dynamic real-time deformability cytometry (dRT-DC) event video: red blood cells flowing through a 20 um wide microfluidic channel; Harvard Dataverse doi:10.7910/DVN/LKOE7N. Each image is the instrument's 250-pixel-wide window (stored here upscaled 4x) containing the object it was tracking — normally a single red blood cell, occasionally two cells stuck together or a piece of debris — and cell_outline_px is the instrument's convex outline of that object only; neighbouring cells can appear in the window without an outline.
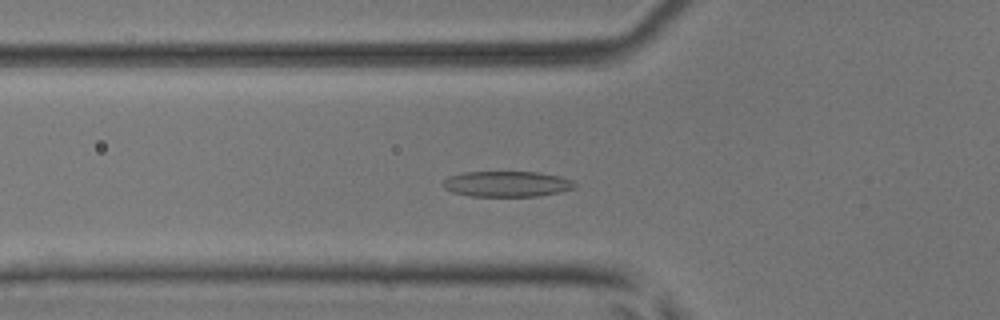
{"species": "common noctule bat (a hibernating species)", "species_latin": "Nyctalus noctula", "temperature_condition": "room temperature", "stored_images_in_passage": 35, "camera_frame_rate_fps": 3000, "um_per_image_px": 0.085, "animal": {"sex": "male", "body_mass_g": 17.9, "forearm_length_mm": 54.2}, "frame": {"image": 1, "passage_image": 3, "time_ms": 0.667, "image_size_px": [1000, 320], "cell_outline_px": [[576, 188], [560, 192], [536, 196], [472, 196], [452, 192], [444, 188], [440, 184], [448, 176], [464, 172], [536, 172], [560, 176], [572, 180], [576, 184]], "centroid_in_image_um": [43.07, 15.63], "position_along_channel_um": 82.7, "area_um2": 19.77}}
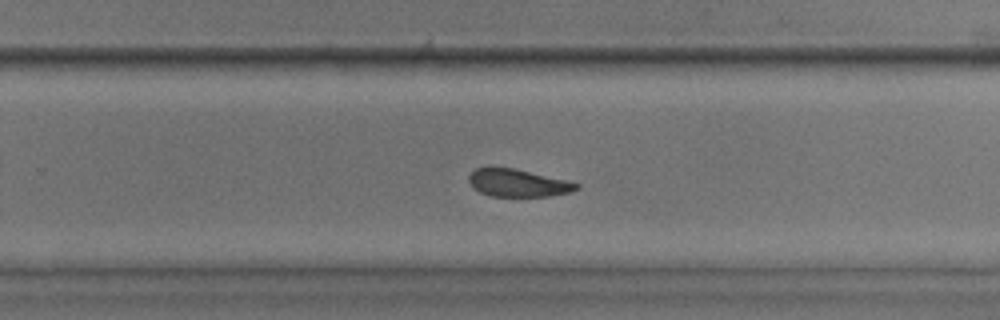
{"frame": {"image": 2, "passage_image": 18, "time_ms": 5.667, "image_size_px": [1000, 320], "cell_outline_px": [[580, 188], [568, 192], [548, 196], [488, 196], [472, 188], [468, 180], [468, 176], [476, 168], [488, 164], [512, 168], [564, 180], [580, 184]], "centroid_in_image_um": [43.9, 15.52], "position_along_channel_um": 285.9, "area_um2": 17.46}}
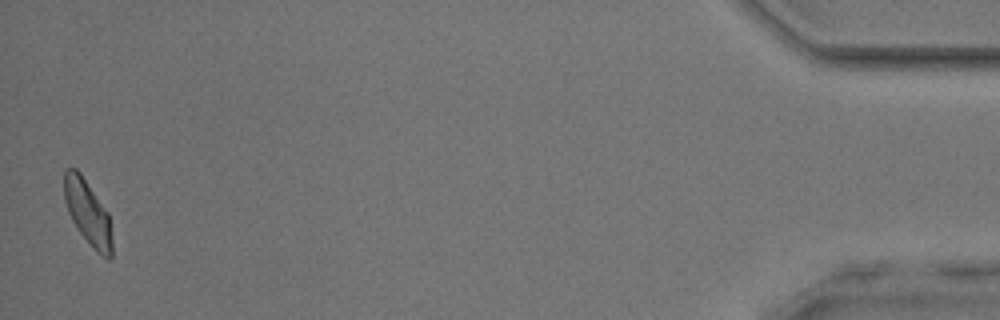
{"frame": {"image": 3, "passage_image": 35, "time_ms": 11.333, "image_size_px": [1000, 320], "cell_outline_px": [[112, 256], [108, 260], [96, 252], [76, 228], [68, 212], [64, 200], [64, 168], [76, 168], [80, 172], [108, 212], [112, 236]], "centroid_in_image_um": [7.46, 18.08], "position_along_channel_um": 427.7, "area_um2": 18.21}, "authors_computed_cell_mechanics": {"area_um2": 18.3804, "velocity_mm_per_s": 4.0744, "shape_relaxation_time_tau1_ms": 4.7593, "shape_relaxation_time_tau2_ms": 3.0838, "deformation_change_tau1": 0.147, "deformation_change_tau2": 0.1185}}